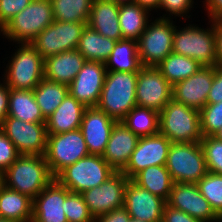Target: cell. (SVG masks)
Listing matches in <instances>:
<instances>
[{"label": "cell", "mask_w": 222, "mask_h": 222, "mask_svg": "<svg viewBox=\"0 0 222 222\" xmlns=\"http://www.w3.org/2000/svg\"><path fill=\"white\" fill-rule=\"evenodd\" d=\"M116 41L104 37L88 25L84 28L77 50L86 61L105 63L109 58Z\"/></svg>", "instance_id": "obj_29"}, {"label": "cell", "mask_w": 222, "mask_h": 222, "mask_svg": "<svg viewBox=\"0 0 222 222\" xmlns=\"http://www.w3.org/2000/svg\"><path fill=\"white\" fill-rule=\"evenodd\" d=\"M165 166L174 183L196 184L208 172L200 142L171 143Z\"/></svg>", "instance_id": "obj_7"}, {"label": "cell", "mask_w": 222, "mask_h": 222, "mask_svg": "<svg viewBox=\"0 0 222 222\" xmlns=\"http://www.w3.org/2000/svg\"><path fill=\"white\" fill-rule=\"evenodd\" d=\"M193 0H161L160 1V8H164L166 12H170V14H174L176 16L187 14L189 12L190 7H192Z\"/></svg>", "instance_id": "obj_42"}, {"label": "cell", "mask_w": 222, "mask_h": 222, "mask_svg": "<svg viewBox=\"0 0 222 222\" xmlns=\"http://www.w3.org/2000/svg\"><path fill=\"white\" fill-rule=\"evenodd\" d=\"M159 132L172 143H196L203 138L200 112L173 98L159 112Z\"/></svg>", "instance_id": "obj_3"}, {"label": "cell", "mask_w": 222, "mask_h": 222, "mask_svg": "<svg viewBox=\"0 0 222 222\" xmlns=\"http://www.w3.org/2000/svg\"><path fill=\"white\" fill-rule=\"evenodd\" d=\"M18 156L15 145L0 129V175L15 162Z\"/></svg>", "instance_id": "obj_40"}, {"label": "cell", "mask_w": 222, "mask_h": 222, "mask_svg": "<svg viewBox=\"0 0 222 222\" xmlns=\"http://www.w3.org/2000/svg\"><path fill=\"white\" fill-rule=\"evenodd\" d=\"M222 102V67L215 66L214 79L206 104Z\"/></svg>", "instance_id": "obj_43"}, {"label": "cell", "mask_w": 222, "mask_h": 222, "mask_svg": "<svg viewBox=\"0 0 222 222\" xmlns=\"http://www.w3.org/2000/svg\"><path fill=\"white\" fill-rule=\"evenodd\" d=\"M204 152L207 171L222 175V141L213 136H205L200 140Z\"/></svg>", "instance_id": "obj_37"}, {"label": "cell", "mask_w": 222, "mask_h": 222, "mask_svg": "<svg viewBox=\"0 0 222 222\" xmlns=\"http://www.w3.org/2000/svg\"><path fill=\"white\" fill-rule=\"evenodd\" d=\"M87 25L104 37L122 40L119 5L112 0H93Z\"/></svg>", "instance_id": "obj_24"}, {"label": "cell", "mask_w": 222, "mask_h": 222, "mask_svg": "<svg viewBox=\"0 0 222 222\" xmlns=\"http://www.w3.org/2000/svg\"><path fill=\"white\" fill-rule=\"evenodd\" d=\"M130 218L126 209L122 207L97 217L94 222H129Z\"/></svg>", "instance_id": "obj_45"}, {"label": "cell", "mask_w": 222, "mask_h": 222, "mask_svg": "<svg viewBox=\"0 0 222 222\" xmlns=\"http://www.w3.org/2000/svg\"><path fill=\"white\" fill-rule=\"evenodd\" d=\"M53 21L51 0H32L1 29V32L6 38L19 44L31 43Z\"/></svg>", "instance_id": "obj_5"}, {"label": "cell", "mask_w": 222, "mask_h": 222, "mask_svg": "<svg viewBox=\"0 0 222 222\" xmlns=\"http://www.w3.org/2000/svg\"><path fill=\"white\" fill-rule=\"evenodd\" d=\"M115 172L102 156L89 154L76 163L66 166L55 179L70 192L81 194L100 186Z\"/></svg>", "instance_id": "obj_4"}, {"label": "cell", "mask_w": 222, "mask_h": 222, "mask_svg": "<svg viewBox=\"0 0 222 222\" xmlns=\"http://www.w3.org/2000/svg\"><path fill=\"white\" fill-rule=\"evenodd\" d=\"M116 122L97 107H86L80 130L89 154L100 156L104 154L112 128Z\"/></svg>", "instance_id": "obj_21"}, {"label": "cell", "mask_w": 222, "mask_h": 222, "mask_svg": "<svg viewBox=\"0 0 222 222\" xmlns=\"http://www.w3.org/2000/svg\"><path fill=\"white\" fill-rule=\"evenodd\" d=\"M128 181L129 179L121 171H116L100 186L81 193L94 219L124 207L125 189Z\"/></svg>", "instance_id": "obj_13"}, {"label": "cell", "mask_w": 222, "mask_h": 222, "mask_svg": "<svg viewBox=\"0 0 222 222\" xmlns=\"http://www.w3.org/2000/svg\"><path fill=\"white\" fill-rule=\"evenodd\" d=\"M196 184L211 208L222 219V175L207 172Z\"/></svg>", "instance_id": "obj_36"}, {"label": "cell", "mask_w": 222, "mask_h": 222, "mask_svg": "<svg viewBox=\"0 0 222 222\" xmlns=\"http://www.w3.org/2000/svg\"><path fill=\"white\" fill-rule=\"evenodd\" d=\"M56 21L87 23L93 0H51Z\"/></svg>", "instance_id": "obj_35"}, {"label": "cell", "mask_w": 222, "mask_h": 222, "mask_svg": "<svg viewBox=\"0 0 222 222\" xmlns=\"http://www.w3.org/2000/svg\"><path fill=\"white\" fill-rule=\"evenodd\" d=\"M68 222H94L82 194L71 192L65 199L63 210Z\"/></svg>", "instance_id": "obj_38"}, {"label": "cell", "mask_w": 222, "mask_h": 222, "mask_svg": "<svg viewBox=\"0 0 222 222\" xmlns=\"http://www.w3.org/2000/svg\"><path fill=\"white\" fill-rule=\"evenodd\" d=\"M213 137H215L217 140L222 141V128H220L214 135Z\"/></svg>", "instance_id": "obj_51"}, {"label": "cell", "mask_w": 222, "mask_h": 222, "mask_svg": "<svg viewBox=\"0 0 222 222\" xmlns=\"http://www.w3.org/2000/svg\"><path fill=\"white\" fill-rule=\"evenodd\" d=\"M203 66L192 58L171 53L156 68L173 86L175 83L189 78Z\"/></svg>", "instance_id": "obj_32"}, {"label": "cell", "mask_w": 222, "mask_h": 222, "mask_svg": "<svg viewBox=\"0 0 222 222\" xmlns=\"http://www.w3.org/2000/svg\"><path fill=\"white\" fill-rule=\"evenodd\" d=\"M216 35V66L222 67V19H214Z\"/></svg>", "instance_id": "obj_46"}, {"label": "cell", "mask_w": 222, "mask_h": 222, "mask_svg": "<svg viewBox=\"0 0 222 222\" xmlns=\"http://www.w3.org/2000/svg\"><path fill=\"white\" fill-rule=\"evenodd\" d=\"M149 11L133 2L119 5V25L123 39L138 41L148 25Z\"/></svg>", "instance_id": "obj_31"}, {"label": "cell", "mask_w": 222, "mask_h": 222, "mask_svg": "<svg viewBox=\"0 0 222 222\" xmlns=\"http://www.w3.org/2000/svg\"><path fill=\"white\" fill-rule=\"evenodd\" d=\"M205 4L211 20L222 19V0H206Z\"/></svg>", "instance_id": "obj_48"}, {"label": "cell", "mask_w": 222, "mask_h": 222, "mask_svg": "<svg viewBox=\"0 0 222 222\" xmlns=\"http://www.w3.org/2000/svg\"><path fill=\"white\" fill-rule=\"evenodd\" d=\"M8 104H9V87L5 83H3L0 84V125L7 117Z\"/></svg>", "instance_id": "obj_47"}, {"label": "cell", "mask_w": 222, "mask_h": 222, "mask_svg": "<svg viewBox=\"0 0 222 222\" xmlns=\"http://www.w3.org/2000/svg\"><path fill=\"white\" fill-rule=\"evenodd\" d=\"M199 112L203 137L213 136L222 128V102L206 104Z\"/></svg>", "instance_id": "obj_39"}, {"label": "cell", "mask_w": 222, "mask_h": 222, "mask_svg": "<svg viewBox=\"0 0 222 222\" xmlns=\"http://www.w3.org/2000/svg\"><path fill=\"white\" fill-rule=\"evenodd\" d=\"M137 72L107 71L96 107L121 121L136 106Z\"/></svg>", "instance_id": "obj_2"}, {"label": "cell", "mask_w": 222, "mask_h": 222, "mask_svg": "<svg viewBox=\"0 0 222 222\" xmlns=\"http://www.w3.org/2000/svg\"><path fill=\"white\" fill-rule=\"evenodd\" d=\"M89 155L80 129L48 134L45 159L51 174L55 177L66 166Z\"/></svg>", "instance_id": "obj_10"}, {"label": "cell", "mask_w": 222, "mask_h": 222, "mask_svg": "<svg viewBox=\"0 0 222 222\" xmlns=\"http://www.w3.org/2000/svg\"><path fill=\"white\" fill-rule=\"evenodd\" d=\"M70 193L54 178L33 199L32 222H68L63 210Z\"/></svg>", "instance_id": "obj_20"}, {"label": "cell", "mask_w": 222, "mask_h": 222, "mask_svg": "<svg viewBox=\"0 0 222 222\" xmlns=\"http://www.w3.org/2000/svg\"><path fill=\"white\" fill-rule=\"evenodd\" d=\"M138 140L139 137L121 121L116 122L102 157L115 171H122L128 164Z\"/></svg>", "instance_id": "obj_22"}, {"label": "cell", "mask_w": 222, "mask_h": 222, "mask_svg": "<svg viewBox=\"0 0 222 222\" xmlns=\"http://www.w3.org/2000/svg\"><path fill=\"white\" fill-rule=\"evenodd\" d=\"M86 62L77 50L64 51L44 60V78L69 85Z\"/></svg>", "instance_id": "obj_23"}, {"label": "cell", "mask_w": 222, "mask_h": 222, "mask_svg": "<svg viewBox=\"0 0 222 222\" xmlns=\"http://www.w3.org/2000/svg\"><path fill=\"white\" fill-rule=\"evenodd\" d=\"M32 0H0V30Z\"/></svg>", "instance_id": "obj_41"}, {"label": "cell", "mask_w": 222, "mask_h": 222, "mask_svg": "<svg viewBox=\"0 0 222 222\" xmlns=\"http://www.w3.org/2000/svg\"><path fill=\"white\" fill-rule=\"evenodd\" d=\"M44 155H19L1 175V183L32 200L54 179Z\"/></svg>", "instance_id": "obj_1"}, {"label": "cell", "mask_w": 222, "mask_h": 222, "mask_svg": "<svg viewBox=\"0 0 222 222\" xmlns=\"http://www.w3.org/2000/svg\"><path fill=\"white\" fill-rule=\"evenodd\" d=\"M175 27L177 26H173V21L165 16L147 25L137 41L138 55L143 67H156L172 53Z\"/></svg>", "instance_id": "obj_9"}, {"label": "cell", "mask_w": 222, "mask_h": 222, "mask_svg": "<svg viewBox=\"0 0 222 222\" xmlns=\"http://www.w3.org/2000/svg\"><path fill=\"white\" fill-rule=\"evenodd\" d=\"M166 202L168 206L181 210L203 222H220L222 220L200 193L197 184L194 183H173Z\"/></svg>", "instance_id": "obj_16"}, {"label": "cell", "mask_w": 222, "mask_h": 222, "mask_svg": "<svg viewBox=\"0 0 222 222\" xmlns=\"http://www.w3.org/2000/svg\"><path fill=\"white\" fill-rule=\"evenodd\" d=\"M0 129L15 145L19 155H45L46 123H29L7 116Z\"/></svg>", "instance_id": "obj_12"}, {"label": "cell", "mask_w": 222, "mask_h": 222, "mask_svg": "<svg viewBox=\"0 0 222 222\" xmlns=\"http://www.w3.org/2000/svg\"><path fill=\"white\" fill-rule=\"evenodd\" d=\"M162 222H203L201 220L195 219L194 217L188 215L187 213L174 209L167 204L165 205Z\"/></svg>", "instance_id": "obj_44"}, {"label": "cell", "mask_w": 222, "mask_h": 222, "mask_svg": "<svg viewBox=\"0 0 222 222\" xmlns=\"http://www.w3.org/2000/svg\"><path fill=\"white\" fill-rule=\"evenodd\" d=\"M86 107L69 93L58 108L46 118L47 134H58L80 129Z\"/></svg>", "instance_id": "obj_25"}, {"label": "cell", "mask_w": 222, "mask_h": 222, "mask_svg": "<svg viewBox=\"0 0 222 222\" xmlns=\"http://www.w3.org/2000/svg\"><path fill=\"white\" fill-rule=\"evenodd\" d=\"M68 86L43 78L33 89L37 105L45 118L50 116L68 94Z\"/></svg>", "instance_id": "obj_34"}, {"label": "cell", "mask_w": 222, "mask_h": 222, "mask_svg": "<svg viewBox=\"0 0 222 222\" xmlns=\"http://www.w3.org/2000/svg\"><path fill=\"white\" fill-rule=\"evenodd\" d=\"M214 72L215 66H203L189 78L175 83L172 98L200 111L206 105Z\"/></svg>", "instance_id": "obj_19"}, {"label": "cell", "mask_w": 222, "mask_h": 222, "mask_svg": "<svg viewBox=\"0 0 222 222\" xmlns=\"http://www.w3.org/2000/svg\"><path fill=\"white\" fill-rule=\"evenodd\" d=\"M161 0H134L135 3L139 4L141 7L147 9L148 11L158 9ZM151 9V10H150Z\"/></svg>", "instance_id": "obj_49"}, {"label": "cell", "mask_w": 222, "mask_h": 222, "mask_svg": "<svg viewBox=\"0 0 222 222\" xmlns=\"http://www.w3.org/2000/svg\"><path fill=\"white\" fill-rule=\"evenodd\" d=\"M132 180L140 187L166 201L174 183L165 165L147 167L138 172Z\"/></svg>", "instance_id": "obj_30"}, {"label": "cell", "mask_w": 222, "mask_h": 222, "mask_svg": "<svg viewBox=\"0 0 222 222\" xmlns=\"http://www.w3.org/2000/svg\"><path fill=\"white\" fill-rule=\"evenodd\" d=\"M171 143L160 132L147 137H139L128 164L121 172L128 179H132L138 172L147 167L166 165Z\"/></svg>", "instance_id": "obj_15"}, {"label": "cell", "mask_w": 222, "mask_h": 222, "mask_svg": "<svg viewBox=\"0 0 222 222\" xmlns=\"http://www.w3.org/2000/svg\"><path fill=\"white\" fill-rule=\"evenodd\" d=\"M166 204V200L129 179L125 189L124 208L131 218L146 222H162Z\"/></svg>", "instance_id": "obj_18"}, {"label": "cell", "mask_w": 222, "mask_h": 222, "mask_svg": "<svg viewBox=\"0 0 222 222\" xmlns=\"http://www.w3.org/2000/svg\"><path fill=\"white\" fill-rule=\"evenodd\" d=\"M129 222H146V221L130 218Z\"/></svg>", "instance_id": "obj_52"}, {"label": "cell", "mask_w": 222, "mask_h": 222, "mask_svg": "<svg viewBox=\"0 0 222 222\" xmlns=\"http://www.w3.org/2000/svg\"><path fill=\"white\" fill-rule=\"evenodd\" d=\"M0 222H17V221L2 218L0 219Z\"/></svg>", "instance_id": "obj_53"}, {"label": "cell", "mask_w": 222, "mask_h": 222, "mask_svg": "<svg viewBox=\"0 0 222 222\" xmlns=\"http://www.w3.org/2000/svg\"><path fill=\"white\" fill-rule=\"evenodd\" d=\"M209 29L188 26L176 29L172 52L199 62L202 66H216V35L214 19Z\"/></svg>", "instance_id": "obj_6"}, {"label": "cell", "mask_w": 222, "mask_h": 222, "mask_svg": "<svg viewBox=\"0 0 222 222\" xmlns=\"http://www.w3.org/2000/svg\"><path fill=\"white\" fill-rule=\"evenodd\" d=\"M7 116L29 123H46V118L36 103L33 90L9 88Z\"/></svg>", "instance_id": "obj_26"}, {"label": "cell", "mask_w": 222, "mask_h": 222, "mask_svg": "<svg viewBox=\"0 0 222 222\" xmlns=\"http://www.w3.org/2000/svg\"><path fill=\"white\" fill-rule=\"evenodd\" d=\"M172 89L156 67H142L137 72L136 105L160 112L172 99Z\"/></svg>", "instance_id": "obj_14"}, {"label": "cell", "mask_w": 222, "mask_h": 222, "mask_svg": "<svg viewBox=\"0 0 222 222\" xmlns=\"http://www.w3.org/2000/svg\"><path fill=\"white\" fill-rule=\"evenodd\" d=\"M105 63L86 61L74 80L68 85V92L85 107H96L106 77Z\"/></svg>", "instance_id": "obj_17"}, {"label": "cell", "mask_w": 222, "mask_h": 222, "mask_svg": "<svg viewBox=\"0 0 222 222\" xmlns=\"http://www.w3.org/2000/svg\"><path fill=\"white\" fill-rule=\"evenodd\" d=\"M105 67L106 71L138 72L143 66L138 55L137 41L128 39L116 41Z\"/></svg>", "instance_id": "obj_28"}, {"label": "cell", "mask_w": 222, "mask_h": 222, "mask_svg": "<svg viewBox=\"0 0 222 222\" xmlns=\"http://www.w3.org/2000/svg\"><path fill=\"white\" fill-rule=\"evenodd\" d=\"M86 25L87 23L54 20L36 36L31 44L44 60L64 51L77 49Z\"/></svg>", "instance_id": "obj_11"}, {"label": "cell", "mask_w": 222, "mask_h": 222, "mask_svg": "<svg viewBox=\"0 0 222 222\" xmlns=\"http://www.w3.org/2000/svg\"><path fill=\"white\" fill-rule=\"evenodd\" d=\"M20 46L7 66L4 83L11 89L33 90L44 78V59L31 43Z\"/></svg>", "instance_id": "obj_8"}, {"label": "cell", "mask_w": 222, "mask_h": 222, "mask_svg": "<svg viewBox=\"0 0 222 222\" xmlns=\"http://www.w3.org/2000/svg\"><path fill=\"white\" fill-rule=\"evenodd\" d=\"M115 4L122 5V4H128L133 3L134 0H112Z\"/></svg>", "instance_id": "obj_50"}, {"label": "cell", "mask_w": 222, "mask_h": 222, "mask_svg": "<svg viewBox=\"0 0 222 222\" xmlns=\"http://www.w3.org/2000/svg\"><path fill=\"white\" fill-rule=\"evenodd\" d=\"M33 200L0 182V213L2 218L32 222Z\"/></svg>", "instance_id": "obj_27"}, {"label": "cell", "mask_w": 222, "mask_h": 222, "mask_svg": "<svg viewBox=\"0 0 222 222\" xmlns=\"http://www.w3.org/2000/svg\"><path fill=\"white\" fill-rule=\"evenodd\" d=\"M121 122L138 137L159 133V112L150 108L136 105Z\"/></svg>", "instance_id": "obj_33"}]
</instances>
